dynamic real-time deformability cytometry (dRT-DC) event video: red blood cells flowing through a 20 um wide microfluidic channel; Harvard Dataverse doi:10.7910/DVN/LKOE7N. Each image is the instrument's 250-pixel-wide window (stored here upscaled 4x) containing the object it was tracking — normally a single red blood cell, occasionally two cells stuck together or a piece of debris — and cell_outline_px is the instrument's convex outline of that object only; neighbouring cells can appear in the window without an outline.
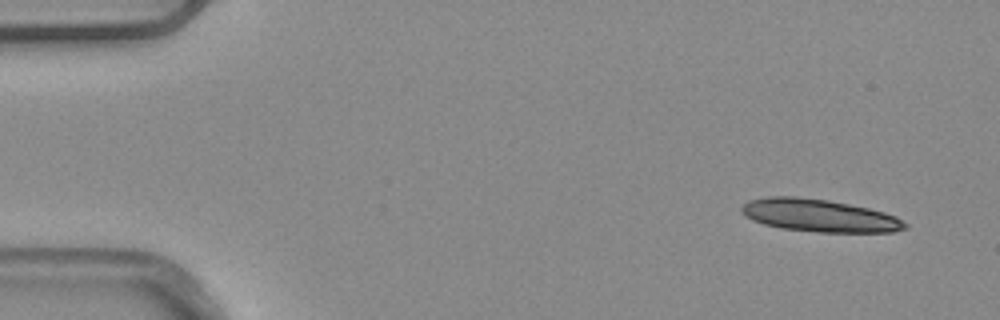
{"species": "common noctule bat (a hibernating species)", "species_latin": "Nyctalus noctula", "temperature_condition": "warm", "stored_images_in_passage": 4, "camera_frame_rate_fps": 3000, "um_per_image_px": 0.085, "animal": {"sex": "male", "body_mass_g": 20.4}, "frame": {"image": 1, "passage_image": 1, "time_ms": 0.0, "image_size_px": [1000, 320], "cell_outline_px": [[908, 228], [892, 232], [820, 232], [780, 228], [764, 224], [752, 220], [744, 216], [740, 212], [740, 208], [748, 200], [768, 196], [796, 196], [828, 200], [868, 208], [884, 212], [896, 216], [908, 224]], "centroid_in_image_um": [69.62, 18.31], "position_along_channel_um": 15.4, "area_um2": 31.21}}